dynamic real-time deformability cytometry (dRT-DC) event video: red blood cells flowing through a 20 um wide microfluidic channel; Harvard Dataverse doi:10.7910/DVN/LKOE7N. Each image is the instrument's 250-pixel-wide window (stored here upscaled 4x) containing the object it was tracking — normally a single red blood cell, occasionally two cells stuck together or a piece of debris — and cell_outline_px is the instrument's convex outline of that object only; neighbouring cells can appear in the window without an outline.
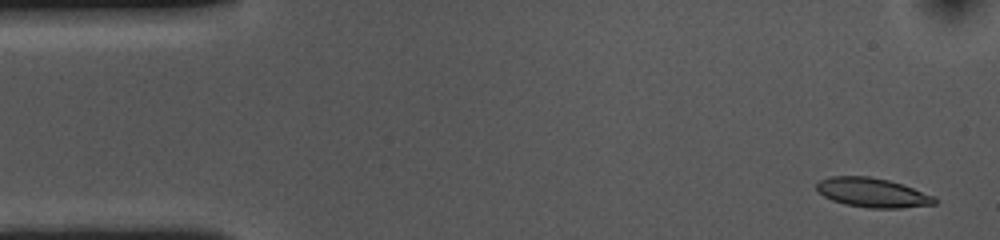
{"species": "common noctule bat (a hibernating species)", "species_latin": "Nyctalus noctula", "temperature_condition": "cold", "stored_images_in_passage": 53, "camera_frame_rate_fps": 3000, "um_per_image_px": 0.085, "animal": {"sex": "female", "body_mass_g": 10.0, "forearm_length_mm": 53.1}, "frame": {"image": 1, "passage_image": 1, "time_ms": 0.0, "image_size_px": [1000, 240], "cell_outline_px": [[936, 204], [900, 208], [868, 208], [844, 204], [832, 200], [824, 196], [816, 188], [816, 184], [820, 180], [832, 176], [868, 176], [888, 180], [904, 184], [936, 196]], "centroid_in_image_um": [74.19, 16.37], "position_along_channel_um": 10.8, "area_um2": 20.29}}
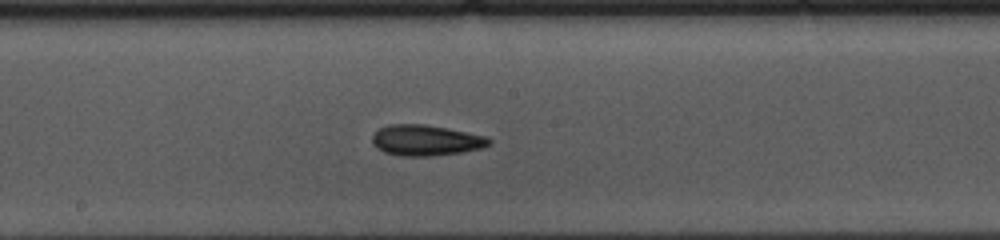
{"frame": {"image": 2, "passage_image": 26, "time_ms": 8.333, "image_size_px": [1000, 240], "cell_outline_px": [[492, 140], [488, 144], [480, 148], [460, 152], [432, 156], [400, 156], [384, 152], [376, 148], [372, 144], [372, 136], [380, 128], [388, 124], [424, 124], [448, 128], [488, 136]], "centroid_in_image_um": [36.17, 11.92], "position_along_channel_um": 212.0, "area_um2": 20.98}}
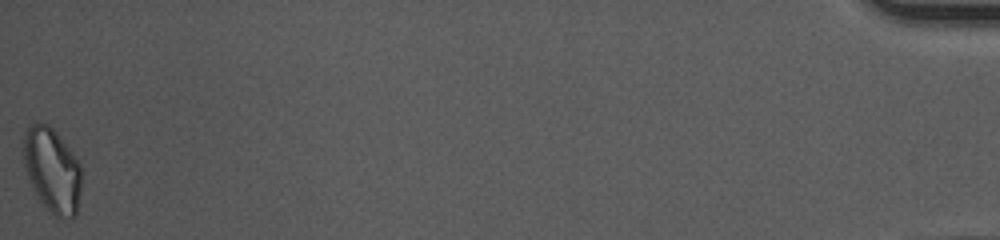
{"frame": {"image": 3, "passage_image": 53, "time_ms": 17.333, "image_size_px": [1000, 240], "cell_outline_px": [[80, 192], [76, 216], [72, 220], [60, 220], [36, 196], [32, 188], [24, 164], [24, 132], [28, 124], [36, 120], [48, 124], [56, 132], [72, 152], [80, 164]], "centroid_in_image_um": [4.43, 14.46], "position_along_channel_um": 430.8, "area_um2": 28.78}, "authors_computed_cell_mechanics": {"area_um2": 20.23, "velocity_mm_per_s": 3.5931, "shape_relaxation_time_tau1_ms": 7.1454, "shape_relaxation_time_tau2_ms": 2.4032, "deformation_change_tau1": 0.1576, "deformation_change_tau2": 0.0929}}